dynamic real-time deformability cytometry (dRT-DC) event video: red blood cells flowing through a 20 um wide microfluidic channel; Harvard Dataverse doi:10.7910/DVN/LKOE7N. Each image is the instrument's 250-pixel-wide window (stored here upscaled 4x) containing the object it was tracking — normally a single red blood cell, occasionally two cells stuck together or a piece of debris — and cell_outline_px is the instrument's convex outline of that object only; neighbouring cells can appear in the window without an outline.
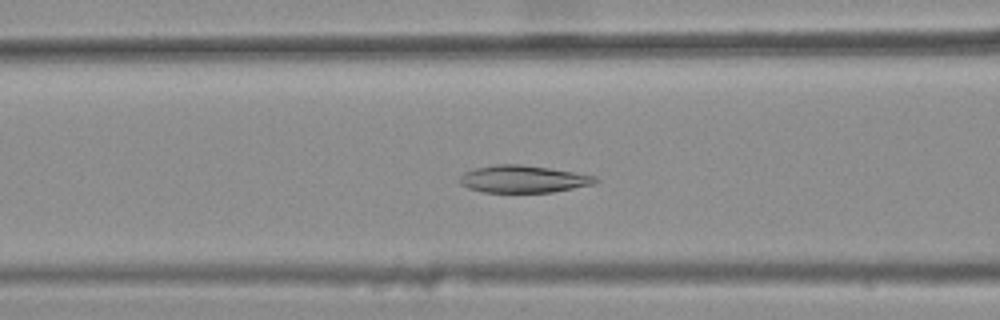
{"species": "common noctule bat (a hibernating species)", "species_latin": "Nyctalus noctula", "temperature_condition": "warm", "stored_images_in_passage": 35, "camera_frame_rate_fps": 3000, "um_per_image_px": 0.085, "animal": {"sex": "female", "body_mass_g": 25.1}, "frame": {"image": 1, "passage_image": 12, "time_ms": 3.667, "image_size_px": [1000, 320], "cell_outline_px": [[600, 180], [592, 184], [552, 192], [484, 192], [468, 188], [460, 184], [460, 176], [464, 172], [476, 168], [496, 164], [520, 164], [548, 168], [596, 176]], "centroid_in_image_um": [44.44, 15.22], "position_along_channel_um": 122.2, "area_um2": 21.33}}
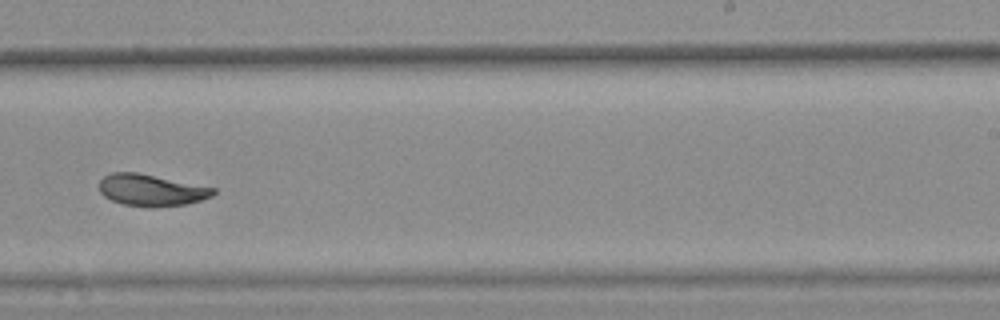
{"frame": {"image": 2, "passage_image": 24, "time_ms": 7.667, "image_size_px": [1000, 320], "cell_outline_px": [[216, 192], [212, 196], [188, 204], [124, 204], [112, 200], [104, 196], [100, 192], [100, 180], [104, 176], [112, 172], [136, 172], [216, 188]], "centroid_in_image_um": [12.85, 16.11], "position_along_channel_um": 276.1, "area_um2": 20.11}}
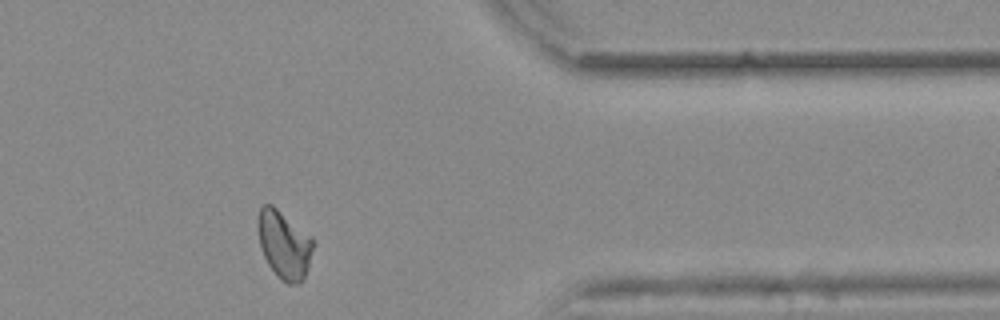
{"frame": {"image": 3, "passage_image": 34, "time_ms": 11.0, "image_size_px": [1000, 320], "cell_outline_px": [[316, 244], [304, 280], [296, 284], [288, 284], [280, 280], [276, 276], [268, 264], [264, 256], [260, 244], [256, 224], [260, 204], [272, 204], [312, 236]], "centroid_in_image_um": [24.17, 20.79], "position_along_channel_um": 387.2, "area_um2": 22.48}, "authors_computed_cell_mechanics": {"area_um2": 21.6172, "velocity_mm_per_s": 3.8607, "shape_relaxation_time_tau1_ms": null, "shape_relaxation_time_tau2_ms": 2.5022, "deformation_change_tau1": null, "deformation_change_tau2": 0.0626}}